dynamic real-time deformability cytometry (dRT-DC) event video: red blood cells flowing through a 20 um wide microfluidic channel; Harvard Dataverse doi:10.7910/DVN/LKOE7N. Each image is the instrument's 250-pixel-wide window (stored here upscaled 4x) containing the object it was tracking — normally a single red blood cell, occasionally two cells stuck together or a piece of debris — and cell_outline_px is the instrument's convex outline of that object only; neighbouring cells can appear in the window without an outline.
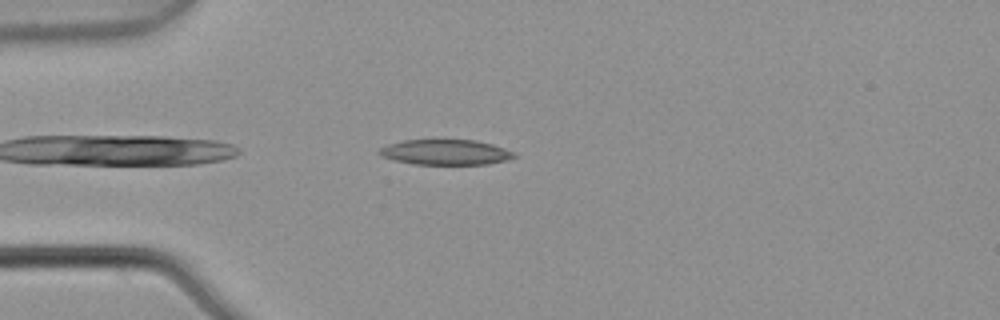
{"species": "common noctule bat (a hibernating species)", "species_latin": "Nyctalus noctula", "temperature_condition": "warm", "stored_images_in_passage": 5, "camera_frame_rate_fps": 3000, "um_per_image_px": 0.085, "animal": {"sex": "male", "body_mass_g": 21.5, "forearm_length_mm": 52.0}, "frame": {"image": 1, "passage_image": 5, "time_ms": 1.333, "image_size_px": [1000, 320], "cell_outline_px": [[516, 156], [508, 160], [488, 164], [412, 164], [380, 156], [376, 152], [380, 148], [388, 144], [404, 140], [476, 140], [492, 144], [516, 152]], "centroid_in_image_um": [37.88, 12.94], "position_along_channel_um": 47.1, "area_um2": 19.94}}